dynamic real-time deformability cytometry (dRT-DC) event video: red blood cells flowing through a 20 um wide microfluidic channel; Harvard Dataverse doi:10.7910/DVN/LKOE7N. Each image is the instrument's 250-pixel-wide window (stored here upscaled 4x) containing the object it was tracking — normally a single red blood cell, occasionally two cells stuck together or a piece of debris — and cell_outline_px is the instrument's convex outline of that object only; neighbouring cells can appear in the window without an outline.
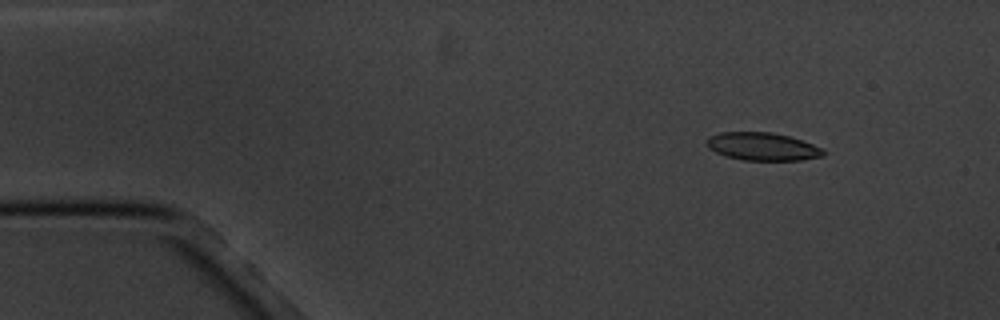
{"species": "common noctule bat (a hibernating species)", "species_latin": "Nyctalus noctula", "temperature_condition": "cold", "stored_images_in_passage": 5, "camera_frame_rate_fps": 3000, "um_per_image_px": 0.085, "animal": {"sex": "male", "body_mass_g": 20.1, "forearm_length_mm": 53.5}, "frame": {"image": 1, "passage_image": 1, "time_ms": 0.0, "image_size_px": [1000, 320], "cell_outline_px": [[828, 152], [824, 156], [800, 160], [744, 160], [724, 156], [708, 148], [708, 136], [720, 132], [772, 132], [788, 136], [824, 148]], "centroid_in_image_um": [64.84, 12.46], "position_along_channel_um": 20.2, "area_um2": 19.02}}
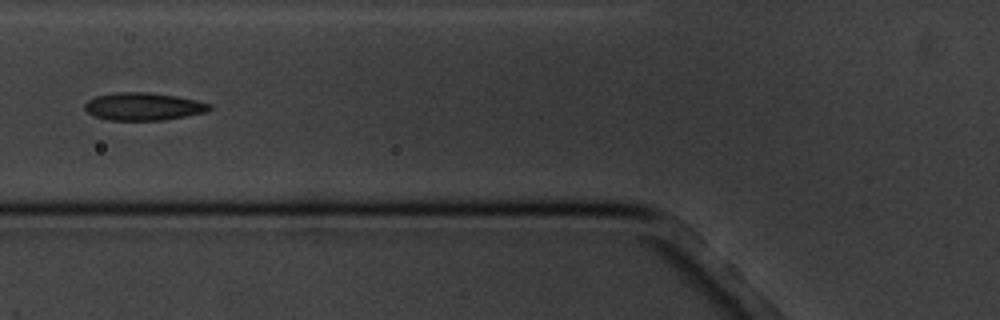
{"frame": {"image": 2, "passage_image": 5, "time_ms": 5.0, "image_size_px": [1000, 320], "cell_outline_px": [[212, 108], [208, 112], [164, 120], [108, 120], [96, 116], [88, 112], [84, 108], [84, 104], [88, 100], [96, 96], [116, 92], [148, 92], [176, 96], [196, 100], [212, 104]], "centroid_in_image_um": [12.22, 9.05], "position_along_channel_um": 113.6, "area_um2": 20.17}}